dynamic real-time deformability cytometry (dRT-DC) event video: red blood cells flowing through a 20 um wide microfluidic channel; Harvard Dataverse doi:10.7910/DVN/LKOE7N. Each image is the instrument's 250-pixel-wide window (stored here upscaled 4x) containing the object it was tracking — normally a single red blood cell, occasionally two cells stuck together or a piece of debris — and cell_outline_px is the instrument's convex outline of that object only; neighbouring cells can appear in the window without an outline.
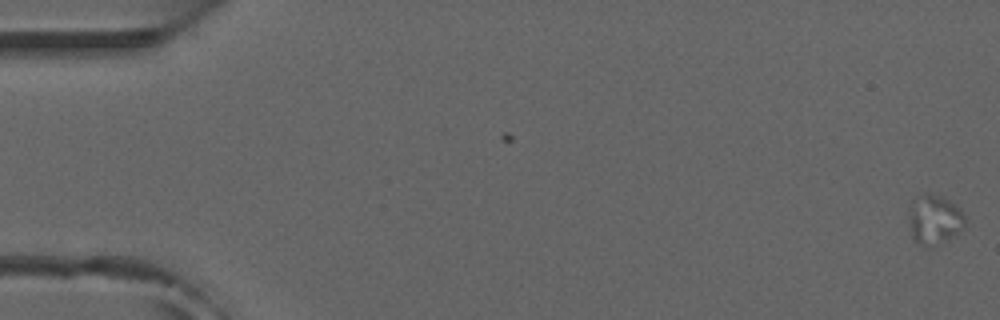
{"species": "common noctule bat (a hibernating species)", "species_latin": "Nyctalus noctula", "temperature_condition": "room temperature", "stored_images_in_passage": 4, "camera_frame_rate_fps": 3000, "um_per_image_px": 0.085, "animal": {"sex": "male", "forearm_length_mm": 52.5}, "frame": {"image": 1, "passage_image": 4, "time_ms": 1.0, "image_size_px": [1000, 320], "cell_outline_px": [[964, 224], [952, 236], [928, 248], [924, 248], [912, 236], [908, 220], [908, 208], [912, 200], [924, 192], [940, 196], [956, 204], [960, 208], [964, 216]], "centroid_in_image_um": [79.36, 18.63], "position_along_channel_um": 5.6, "area_um2": 16.13}}